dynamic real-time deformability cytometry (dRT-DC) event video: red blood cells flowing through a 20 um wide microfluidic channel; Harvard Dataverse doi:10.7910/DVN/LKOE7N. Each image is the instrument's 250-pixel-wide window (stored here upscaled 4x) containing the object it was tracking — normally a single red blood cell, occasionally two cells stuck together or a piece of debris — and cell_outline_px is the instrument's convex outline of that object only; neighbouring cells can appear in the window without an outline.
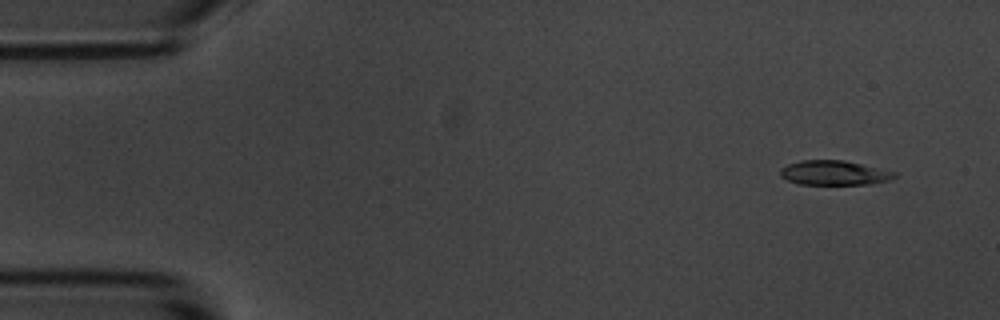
{"species": "common noctule bat (a hibernating species)", "species_latin": "Nyctalus noctula", "temperature_condition": "room temperature", "stored_images_in_passage": 7, "camera_frame_rate_fps": 3000, "um_per_image_px": 0.085, "animal": {"sex": "male", "body_mass_g": 20.1, "forearm_length_mm": 53.5}, "frame": {"image": 1, "passage_image": 1, "time_ms": 0.0, "image_size_px": [1000, 320], "cell_outline_px": [[896, 176], [888, 180], [872, 184], [800, 184], [788, 180], [780, 176], [780, 168], [788, 164], [800, 160], [844, 160], [896, 172]], "centroid_in_image_um": [70.88, 14.69], "position_along_channel_um": 14.1, "area_um2": 16.24}}
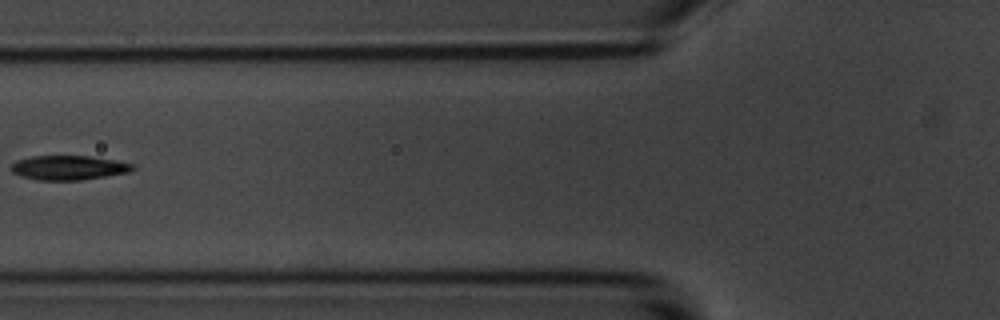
{"frame": {"image": 2, "passage_image": 6, "time_ms": 6.0, "image_size_px": [1000, 320], "cell_outline_px": [[136, 168], [128, 172], [80, 180], [36, 180], [20, 176], [12, 172], [12, 164], [16, 160], [32, 156], [92, 156], [116, 160], [136, 164]], "centroid_in_image_um": [5.85, 14.25], "position_along_channel_um": 120.0, "area_um2": 17.34}}
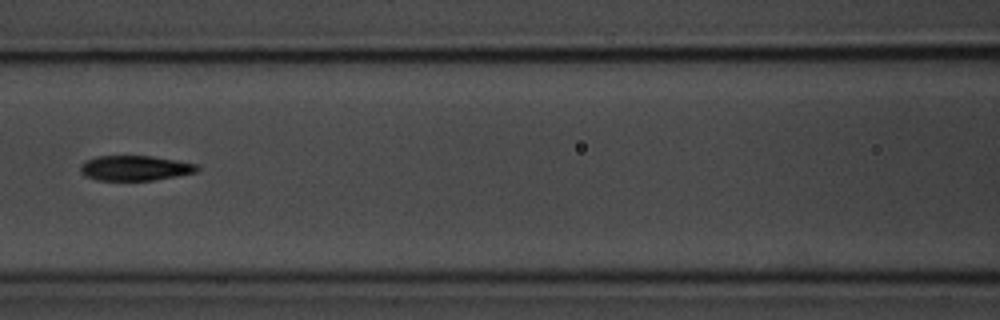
{"frame": {"image": 3, "passage_image": 7, "time_ms": 7.0, "image_size_px": [1000, 320], "cell_outline_px": [[200, 168], [196, 172], [176, 176], [152, 180], [96, 180], [84, 176], [80, 172], [80, 164], [84, 160], [96, 156], [152, 156], [196, 164]], "centroid_in_image_um": [11.41, 14.28], "position_along_channel_um": 155.2, "area_um2": 17.05}}